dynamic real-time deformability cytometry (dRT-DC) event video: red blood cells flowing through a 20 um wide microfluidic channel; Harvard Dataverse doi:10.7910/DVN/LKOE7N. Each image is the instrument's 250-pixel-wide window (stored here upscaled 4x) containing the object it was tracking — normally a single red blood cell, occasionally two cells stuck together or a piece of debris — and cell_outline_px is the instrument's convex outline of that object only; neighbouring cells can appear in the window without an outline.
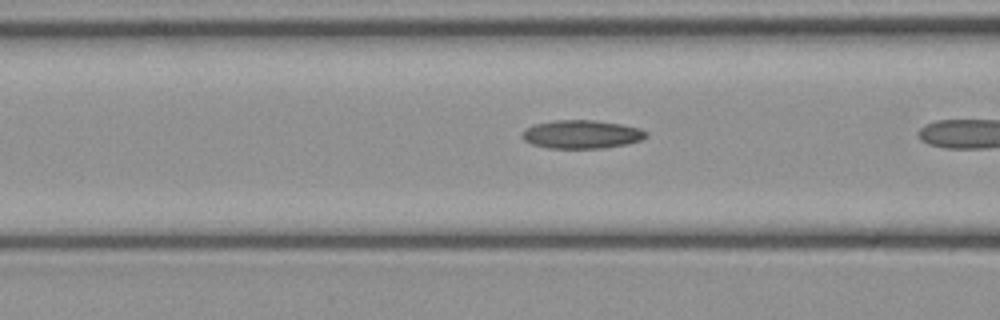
{"species": "common noctule bat (a hibernating species)", "species_latin": "Nyctalus noctula", "temperature_condition": "cold", "stored_images_in_passage": 17, "camera_frame_rate_fps": 3000, "um_per_image_px": 0.085, "animal": {"sex": "female", "body_mass_g": 21.9}, "frame": {"image": 1, "passage_image": 16, "time_ms": 5.0, "image_size_px": [1000, 320], "cell_outline_px": [[648, 136], [640, 140], [624, 144], [604, 148], [548, 148], [532, 144], [524, 140], [520, 136], [524, 128], [536, 124], [556, 120], [592, 120], [620, 124], [640, 128], [648, 132]], "centroid_in_image_um": [49.41, 11.42], "position_along_channel_um": 117.2, "area_um2": 20.46}}